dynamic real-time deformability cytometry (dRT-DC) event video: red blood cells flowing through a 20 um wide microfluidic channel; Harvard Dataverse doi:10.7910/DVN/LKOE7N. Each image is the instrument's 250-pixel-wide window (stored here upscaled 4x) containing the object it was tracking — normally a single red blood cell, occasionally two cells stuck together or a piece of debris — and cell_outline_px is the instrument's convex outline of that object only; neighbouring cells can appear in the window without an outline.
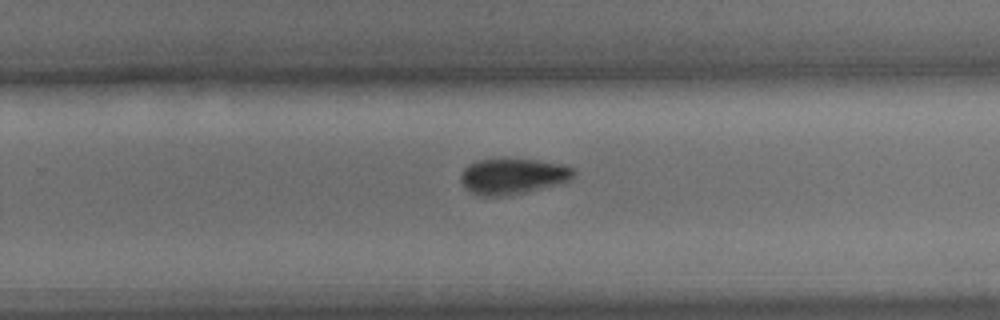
{"species": "common noctule bat (a hibernating species)", "species_latin": "Nyctalus noctula", "temperature_condition": "cold", "stored_images_in_passage": 10, "camera_frame_rate_fps": 3000, "um_per_image_px": 0.085, "animal": {"sex": "male", "body_mass_g": 15.6}, "frame": {"image": 1, "passage_image": 10, "time_ms": 3.0, "image_size_px": [1000, 320], "cell_outline_px": [[576, 172], [564, 184], [508, 196], [484, 196], [472, 192], [460, 180], [460, 172], [468, 164], [476, 160], [508, 156], [536, 160], [560, 164], [572, 168]], "centroid_in_image_um": [43.58, 14.95], "position_along_channel_um": 286.2, "area_um2": 24.28}}